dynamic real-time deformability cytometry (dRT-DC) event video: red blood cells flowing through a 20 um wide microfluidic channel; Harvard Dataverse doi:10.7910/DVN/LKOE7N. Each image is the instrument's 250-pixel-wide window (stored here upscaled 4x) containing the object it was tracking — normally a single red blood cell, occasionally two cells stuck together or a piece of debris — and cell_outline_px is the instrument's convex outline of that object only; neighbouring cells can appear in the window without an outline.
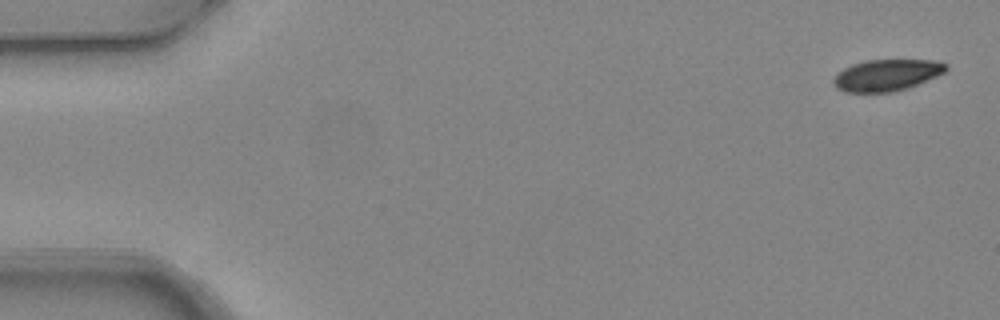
{"species": "common noctule bat (a hibernating species)", "species_latin": "Nyctalus noctula", "temperature_condition": "warm", "stored_images_in_passage": 5, "segment_of_instrument_passage": [1, 2], "camera_frame_rate_fps": 3000, "um_per_image_px": 0.085, "animal": {"sex": "female", "body_mass_g": 24.6, "forearm_length_mm": 56.2}, "frame": {"image": 1, "passage_image": 1, "time_ms": 0.0, "image_size_px": [1000, 320], "cell_outline_px": [[948, 68], [944, 72], [936, 76], [908, 88], [892, 92], [844, 92], [836, 88], [832, 84], [832, 80], [844, 68], [852, 64], [864, 60], [932, 60], [948, 64]], "centroid_in_image_um": [75.35, 6.39], "position_along_channel_um": 9.7, "area_um2": 20.63}}
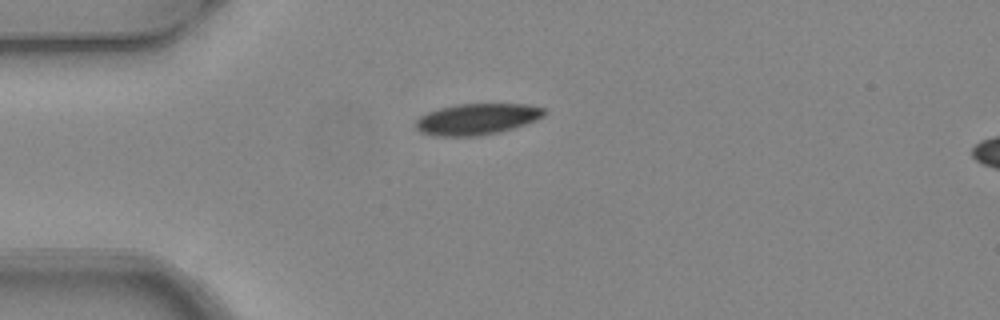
{"frame": {"image": 2, "passage_image": 4, "time_ms": 1.0, "image_size_px": [1000, 320], "cell_outline_px": [[548, 112], [544, 116], [536, 120], [512, 128], [480, 136], [436, 136], [420, 132], [416, 128], [416, 120], [420, 116], [428, 112], [440, 108], [456, 104], [528, 104], [544, 108]], "centroid_in_image_um": [40.55, 10.12], "position_along_channel_um": 44.5, "area_um2": 23.29}}